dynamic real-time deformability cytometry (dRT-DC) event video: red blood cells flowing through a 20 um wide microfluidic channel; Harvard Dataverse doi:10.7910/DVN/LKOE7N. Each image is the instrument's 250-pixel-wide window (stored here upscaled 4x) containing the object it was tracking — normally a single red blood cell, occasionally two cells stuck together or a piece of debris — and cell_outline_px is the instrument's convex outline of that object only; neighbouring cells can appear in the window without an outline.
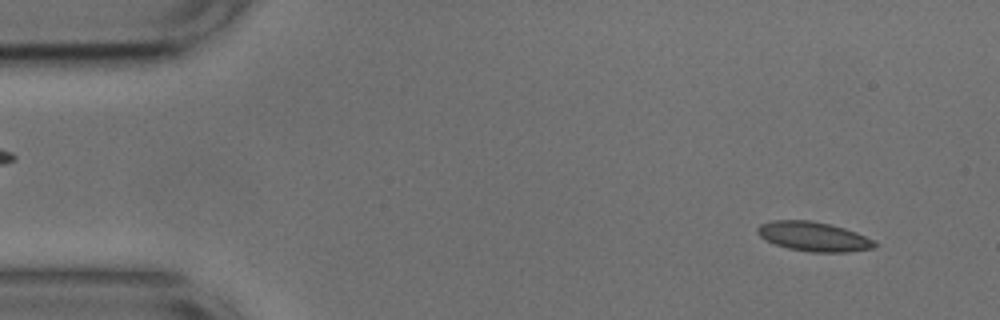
{"species": "common noctule bat (a hibernating species)", "species_latin": "Nyctalus noctula", "temperature_condition": "cold", "stored_images_in_passage": 52, "camera_frame_rate_fps": 3000, "um_per_image_px": 0.085, "animal": {"sex": "male", "body_mass_g": 17.9, "forearm_length_mm": 54.2}, "frame": {"image": 1, "passage_image": 4, "time_ms": 1.0, "image_size_px": [1000, 320], "cell_outline_px": [[880, 244], [876, 248], [848, 252], [808, 252], [788, 248], [776, 244], [760, 236], [756, 232], [756, 228], [760, 224], [772, 220], [812, 220], [832, 224], [856, 232]], "centroid_in_image_um": [69.18, 20.1], "position_along_channel_um": 15.8, "area_um2": 20.23}}
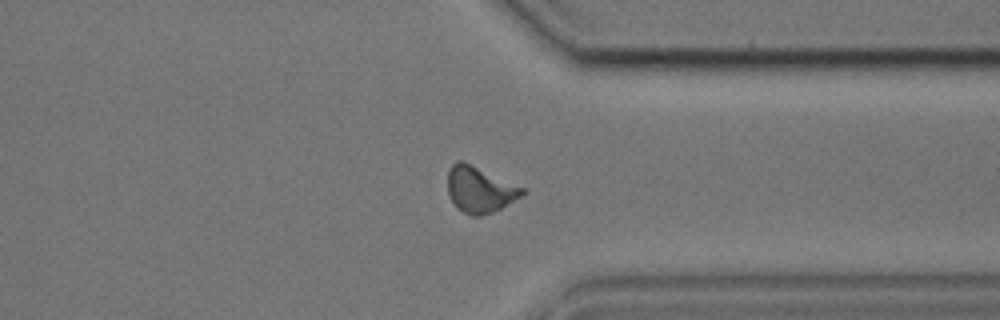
{"frame": {"image": 2, "passage_image": 40, "time_ms": 13.0, "image_size_px": [1000, 320], "cell_outline_px": [[524, 192], [520, 196], [500, 208], [492, 212], [480, 216], [472, 216], [456, 208], [448, 196], [448, 168], [456, 160], [464, 160], [524, 188]], "centroid_in_image_um": [40.71, 16.09], "position_along_channel_um": 370.7, "area_um2": 20.0}}
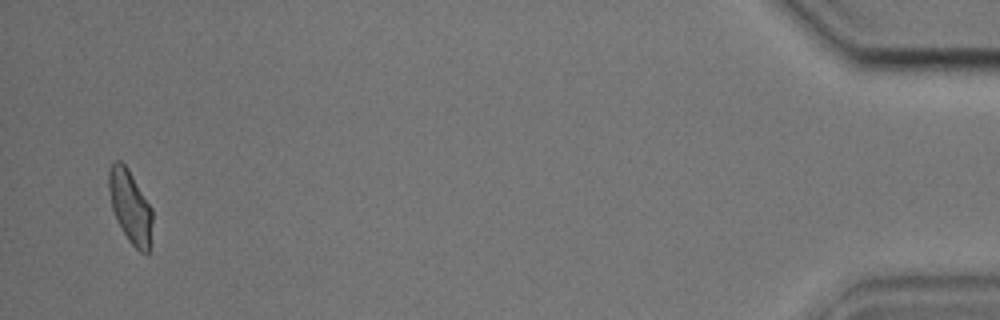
{"frame": {"image": 3, "passage_image": 51, "time_ms": 16.667, "image_size_px": [1000, 320], "cell_outline_px": [[152, 220], [148, 252], [140, 252], [128, 240], [116, 220], [112, 208], [108, 188], [108, 172], [112, 164], [116, 160], [120, 160], [128, 168], [152, 208]], "centroid_in_image_um": [11.05, 17.53], "position_along_channel_um": 424.2, "area_um2": 18.32}, "authors_computed_cell_mechanics": {"area_um2": 19.4497, "velocity_mm_per_s": 3.7421, "shape_relaxation_time_tau1_ms": null, "shape_relaxation_time_tau2_ms": 2.0932, "deformation_change_tau1": null, "deformation_change_tau2": 0.0746}}